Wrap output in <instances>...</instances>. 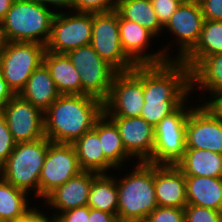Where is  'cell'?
Returning <instances> with one entry per match:
<instances>
[{
	"mask_svg": "<svg viewBox=\"0 0 222 222\" xmlns=\"http://www.w3.org/2000/svg\"><path fill=\"white\" fill-rule=\"evenodd\" d=\"M144 105L141 118L156 126L190 96V70L181 60L143 65Z\"/></svg>",
	"mask_w": 222,
	"mask_h": 222,
	"instance_id": "1",
	"label": "cell"
},
{
	"mask_svg": "<svg viewBox=\"0 0 222 222\" xmlns=\"http://www.w3.org/2000/svg\"><path fill=\"white\" fill-rule=\"evenodd\" d=\"M103 113V102L95 97L60 95L44 112V135L53 143L73 144Z\"/></svg>",
	"mask_w": 222,
	"mask_h": 222,
	"instance_id": "2",
	"label": "cell"
},
{
	"mask_svg": "<svg viewBox=\"0 0 222 222\" xmlns=\"http://www.w3.org/2000/svg\"><path fill=\"white\" fill-rule=\"evenodd\" d=\"M132 167L131 169L130 167L116 168L119 222H144L147 216L158 207L154 186V164L136 162ZM122 169L125 173L120 174L119 171Z\"/></svg>",
	"mask_w": 222,
	"mask_h": 222,
	"instance_id": "3",
	"label": "cell"
},
{
	"mask_svg": "<svg viewBox=\"0 0 222 222\" xmlns=\"http://www.w3.org/2000/svg\"><path fill=\"white\" fill-rule=\"evenodd\" d=\"M55 12L32 0H14L0 22L3 41L32 42L46 46Z\"/></svg>",
	"mask_w": 222,
	"mask_h": 222,
	"instance_id": "4",
	"label": "cell"
},
{
	"mask_svg": "<svg viewBox=\"0 0 222 222\" xmlns=\"http://www.w3.org/2000/svg\"><path fill=\"white\" fill-rule=\"evenodd\" d=\"M49 142L45 136L33 142L16 143L8 159L0 167L2 179L27 192L39 203V178Z\"/></svg>",
	"mask_w": 222,
	"mask_h": 222,
	"instance_id": "5",
	"label": "cell"
},
{
	"mask_svg": "<svg viewBox=\"0 0 222 222\" xmlns=\"http://www.w3.org/2000/svg\"><path fill=\"white\" fill-rule=\"evenodd\" d=\"M191 97L155 126L153 155L148 163L175 165L183 157L186 149L187 117L198 104L195 98Z\"/></svg>",
	"mask_w": 222,
	"mask_h": 222,
	"instance_id": "6",
	"label": "cell"
},
{
	"mask_svg": "<svg viewBox=\"0 0 222 222\" xmlns=\"http://www.w3.org/2000/svg\"><path fill=\"white\" fill-rule=\"evenodd\" d=\"M204 21L198 0L179 4L163 28L165 36L170 34L169 37H166V39H170H167L164 46H161L164 55L169 60H181L198 42ZM174 48L175 50H173Z\"/></svg>",
	"mask_w": 222,
	"mask_h": 222,
	"instance_id": "7",
	"label": "cell"
},
{
	"mask_svg": "<svg viewBox=\"0 0 222 222\" xmlns=\"http://www.w3.org/2000/svg\"><path fill=\"white\" fill-rule=\"evenodd\" d=\"M46 46L32 42L4 41L0 52V69L9 88L18 95L32 73L43 63Z\"/></svg>",
	"mask_w": 222,
	"mask_h": 222,
	"instance_id": "8",
	"label": "cell"
},
{
	"mask_svg": "<svg viewBox=\"0 0 222 222\" xmlns=\"http://www.w3.org/2000/svg\"><path fill=\"white\" fill-rule=\"evenodd\" d=\"M144 103L143 65H136L116 73L103 110L108 117H140Z\"/></svg>",
	"mask_w": 222,
	"mask_h": 222,
	"instance_id": "9",
	"label": "cell"
},
{
	"mask_svg": "<svg viewBox=\"0 0 222 222\" xmlns=\"http://www.w3.org/2000/svg\"><path fill=\"white\" fill-rule=\"evenodd\" d=\"M67 55L79 72L82 95H89L104 102L117 71L105 62L90 44L71 50Z\"/></svg>",
	"mask_w": 222,
	"mask_h": 222,
	"instance_id": "10",
	"label": "cell"
},
{
	"mask_svg": "<svg viewBox=\"0 0 222 222\" xmlns=\"http://www.w3.org/2000/svg\"><path fill=\"white\" fill-rule=\"evenodd\" d=\"M90 45L117 72L129 71L136 66L122 50L116 10L92 13Z\"/></svg>",
	"mask_w": 222,
	"mask_h": 222,
	"instance_id": "11",
	"label": "cell"
},
{
	"mask_svg": "<svg viewBox=\"0 0 222 222\" xmlns=\"http://www.w3.org/2000/svg\"><path fill=\"white\" fill-rule=\"evenodd\" d=\"M92 38V13L64 11L55 14L46 51L67 54L89 45Z\"/></svg>",
	"mask_w": 222,
	"mask_h": 222,
	"instance_id": "12",
	"label": "cell"
},
{
	"mask_svg": "<svg viewBox=\"0 0 222 222\" xmlns=\"http://www.w3.org/2000/svg\"><path fill=\"white\" fill-rule=\"evenodd\" d=\"M82 172L73 144L49 142L39 178V199Z\"/></svg>",
	"mask_w": 222,
	"mask_h": 222,
	"instance_id": "13",
	"label": "cell"
},
{
	"mask_svg": "<svg viewBox=\"0 0 222 222\" xmlns=\"http://www.w3.org/2000/svg\"><path fill=\"white\" fill-rule=\"evenodd\" d=\"M186 149L222 154V117L208 104H197L186 122Z\"/></svg>",
	"mask_w": 222,
	"mask_h": 222,
	"instance_id": "14",
	"label": "cell"
},
{
	"mask_svg": "<svg viewBox=\"0 0 222 222\" xmlns=\"http://www.w3.org/2000/svg\"><path fill=\"white\" fill-rule=\"evenodd\" d=\"M1 114L16 143L33 142L45 137L44 113L19 94L11 98Z\"/></svg>",
	"mask_w": 222,
	"mask_h": 222,
	"instance_id": "15",
	"label": "cell"
},
{
	"mask_svg": "<svg viewBox=\"0 0 222 222\" xmlns=\"http://www.w3.org/2000/svg\"><path fill=\"white\" fill-rule=\"evenodd\" d=\"M119 34L122 50L136 65L161 64L169 61L162 49L150 46L158 38L142 25L123 19L118 14ZM152 42V43H151ZM149 50V51H148Z\"/></svg>",
	"mask_w": 222,
	"mask_h": 222,
	"instance_id": "16",
	"label": "cell"
},
{
	"mask_svg": "<svg viewBox=\"0 0 222 222\" xmlns=\"http://www.w3.org/2000/svg\"><path fill=\"white\" fill-rule=\"evenodd\" d=\"M117 126L126 152L136 162H147L153 155L155 127L141 117H109Z\"/></svg>",
	"mask_w": 222,
	"mask_h": 222,
	"instance_id": "17",
	"label": "cell"
},
{
	"mask_svg": "<svg viewBox=\"0 0 222 222\" xmlns=\"http://www.w3.org/2000/svg\"><path fill=\"white\" fill-rule=\"evenodd\" d=\"M97 175L94 172L82 171L56 188L44 199L43 204L41 202L43 209L48 210L49 208L45 212L48 213L55 209L49 215L55 219L63 211L86 206L93 179Z\"/></svg>",
	"mask_w": 222,
	"mask_h": 222,
	"instance_id": "18",
	"label": "cell"
},
{
	"mask_svg": "<svg viewBox=\"0 0 222 222\" xmlns=\"http://www.w3.org/2000/svg\"><path fill=\"white\" fill-rule=\"evenodd\" d=\"M154 186L158 207L187 205L186 179L176 165L154 164Z\"/></svg>",
	"mask_w": 222,
	"mask_h": 222,
	"instance_id": "19",
	"label": "cell"
},
{
	"mask_svg": "<svg viewBox=\"0 0 222 222\" xmlns=\"http://www.w3.org/2000/svg\"><path fill=\"white\" fill-rule=\"evenodd\" d=\"M193 92L199 104H208L222 93V53L206 56L190 71V93Z\"/></svg>",
	"mask_w": 222,
	"mask_h": 222,
	"instance_id": "20",
	"label": "cell"
},
{
	"mask_svg": "<svg viewBox=\"0 0 222 222\" xmlns=\"http://www.w3.org/2000/svg\"><path fill=\"white\" fill-rule=\"evenodd\" d=\"M93 130L98 134L104 157L115 168L125 166L128 168L132 165L129 163H136L135 160L132 161L133 158L126 152L117 126L105 113L96 120Z\"/></svg>",
	"mask_w": 222,
	"mask_h": 222,
	"instance_id": "21",
	"label": "cell"
},
{
	"mask_svg": "<svg viewBox=\"0 0 222 222\" xmlns=\"http://www.w3.org/2000/svg\"><path fill=\"white\" fill-rule=\"evenodd\" d=\"M43 63L48 68L61 95H82V84L79 72L73 66L67 54L46 51Z\"/></svg>",
	"mask_w": 222,
	"mask_h": 222,
	"instance_id": "22",
	"label": "cell"
},
{
	"mask_svg": "<svg viewBox=\"0 0 222 222\" xmlns=\"http://www.w3.org/2000/svg\"><path fill=\"white\" fill-rule=\"evenodd\" d=\"M19 95L44 113L61 94L48 68L42 63L29 77Z\"/></svg>",
	"mask_w": 222,
	"mask_h": 222,
	"instance_id": "23",
	"label": "cell"
},
{
	"mask_svg": "<svg viewBox=\"0 0 222 222\" xmlns=\"http://www.w3.org/2000/svg\"><path fill=\"white\" fill-rule=\"evenodd\" d=\"M73 146L82 171L107 174L116 168L104 157L98 134L92 129L78 138Z\"/></svg>",
	"mask_w": 222,
	"mask_h": 222,
	"instance_id": "24",
	"label": "cell"
},
{
	"mask_svg": "<svg viewBox=\"0 0 222 222\" xmlns=\"http://www.w3.org/2000/svg\"><path fill=\"white\" fill-rule=\"evenodd\" d=\"M175 165L185 177L222 178V154L216 152L185 149L183 157Z\"/></svg>",
	"mask_w": 222,
	"mask_h": 222,
	"instance_id": "25",
	"label": "cell"
},
{
	"mask_svg": "<svg viewBox=\"0 0 222 222\" xmlns=\"http://www.w3.org/2000/svg\"><path fill=\"white\" fill-rule=\"evenodd\" d=\"M187 205L222 211V178L185 177Z\"/></svg>",
	"mask_w": 222,
	"mask_h": 222,
	"instance_id": "26",
	"label": "cell"
},
{
	"mask_svg": "<svg viewBox=\"0 0 222 222\" xmlns=\"http://www.w3.org/2000/svg\"><path fill=\"white\" fill-rule=\"evenodd\" d=\"M222 53V21L205 20L198 42L181 59L191 71L201 60Z\"/></svg>",
	"mask_w": 222,
	"mask_h": 222,
	"instance_id": "27",
	"label": "cell"
},
{
	"mask_svg": "<svg viewBox=\"0 0 222 222\" xmlns=\"http://www.w3.org/2000/svg\"><path fill=\"white\" fill-rule=\"evenodd\" d=\"M30 195L0 177V219L13 221L22 218L36 205ZM31 201V202H29ZM34 202V203H32Z\"/></svg>",
	"mask_w": 222,
	"mask_h": 222,
	"instance_id": "28",
	"label": "cell"
},
{
	"mask_svg": "<svg viewBox=\"0 0 222 222\" xmlns=\"http://www.w3.org/2000/svg\"><path fill=\"white\" fill-rule=\"evenodd\" d=\"M116 11L123 19L142 25L157 38L164 36L151 0H118Z\"/></svg>",
	"mask_w": 222,
	"mask_h": 222,
	"instance_id": "29",
	"label": "cell"
},
{
	"mask_svg": "<svg viewBox=\"0 0 222 222\" xmlns=\"http://www.w3.org/2000/svg\"><path fill=\"white\" fill-rule=\"evenodd\" d=\"M116 173L98 174L92 182L87 205L117 216L118 189Z\"/></svg>",
	"mask_w": 222,
	"mask_h": 222,
	"instance_id": "30",
	"label": "cell"
},
{
	"mask_svg": "<svg viewBox=\"0 0 222 222\" xmlns=\"http://www.w3.org/2000/svg\"><path fill=\"white\" fill-rule=\"evenodd\" d=\"M222 211L197 205L184 207V222H220Z\"/></svg>",
	"mask_w": 222,
	"mask_h": 222,
	"instance_id": "31",
	"label": "cell"
},
{
	"mask_svg": "<svg viewBox=\"0 0 222 222\" xmlns=\"http://www.w3.org/2000/svg\"><path fill=\"white\" fill-rule=\"evenodd\" d=\"M118 0H71V11L99 13L116 10Z\"/></svg>",
	"mask_w": 222,
	"mask_h": 222,
	"instance_id": "32",
	"label": "cell"
},
{
	"mask_svg": "<svg viewBox=\"0 0 222 222\" xmlns=\"http://www.w3.org/2000/svg\"><path fill=\"white\" fill-rule=\"evenodd\" d=\"M144 222H184V208L157 207Z\"/></svg>",
	"mask_w": 222,
	"mask_h": 222,
	"instance_id": "33",
	"label": "cell"
},
{
	"mask_svg": "<svg viewBox=\"0 0 222 222\" xmlns=\"http://www.w3.org/2000/svg\"><path fill=\"white\" fill-rule=\"evenodd\" d=\"M16 146V141L8 129L5 117L0 112V167Z\"/></svg>",
	"mask_w": 222,
	"mask_h": 222,
	"instance_id": "34",
	"label": "cell"
},
{
	"mask_svg": "<svg viewBox=\"0 0 222 222\" xmlns=\"http://www.w3.org/2000/svg\"><path fill=\"white\" fill-rule=\"evenodd\" d=\"M151 4L157 19L164 28L180 3L176 0H151Z\"/></svg>",
	"mask_w": 222,
	"mask_h": 222,
	"instance_id": "35",
	"label": "cell"
},
{
	"mask_svg": "<svg viewBox=\"0 0 222 222\" xmlns=\"http://www.w3.org/2000/svg\"><path fill=\"white\" fill-rule=\"evenodd\" d=\"M205 20L222 21V0H198Z\"/></svg>",
	"mask_w": 222,
	"mask_h": 222,
	"instance_id": "36",
	"label": "cell"
},
{
	"mask_svg": "<svg viewBox=\"0 0 222 222\" xmlns=\"http://www.w3.org/2000/svg\"><path fill=\"white\" fill-rule=\"evenodd\" d=\"M56 222H89V206L77 207L63 211L56 218Z\"/></svg>",
	"mask_w": 222,
	"mask_h": 222,
	"instance_id": "37",
	"label": "cell"
},
{
	"mask_svg": "<svg viewBox=\"0 0 222 222\" xmlns=\"http://www.w3.org/2000/svg\"><path fill=\"white\" fill-rule=\"evenodd\" d=\"M40 3L47 8L52 9L55 13L71 11V0H32ZM59 10V11H58Z\"/></svg>",
	"mask_w": 222,
	"mask_h": 222,
	"instance_id": "38",
	"label": "cell"
},
{
	"mask_svg": "<svg viewBox=\"0 0 222 222\" xmlns=\"http://www.w3.org/2000/svg\"><path fill=\"white\" fill-rule=\"evenodd\" d=\"M89 222H119L113 213L89 207Z\"/></svg>",
	"mask_w": 222,
	"mask_h": 222,
	"instance_id": "39",
	"label": "cell"
},
{
	"mask_svg": "<svg viewBox=\"0 0 222 222\" xmlns=\"http://www.w3.org/2000/svg\"><path fill=\"white\" fill-rule=\"evenodd\" d=\"M15 94L9 88L0 69V112Z\"/></svg>",
	"mask_w": 222,
	"mask_h": 222,
	"instance_id": "40",
	"label": "cell"
},
{
	"mask_svg": "<svg viewBox=\"0 0 222 222\" xmlns=\"http://www.w3.org/2000/svg\"><path fill=\"white\" fill-rule=\"evenodd\" d=\"M41 207V208H40ZM40 203H38V206L36 205L29 213H27L22 218L10 221V222H37L44 214L45 209H42Z\"/></svg>",
	"mask_w": 222,
	"mask_h": 222,
	"instance_id": "41",
	"label": "cell"
},
{
	"mask_svg": "<svg viewBox=\"0 0 222 222\" xmlns=\"http://www.w3.org/2000/svg\"><path fill=\"white\" fill-rule=\"evenodd\" d=\"M208 105L220 116L222 117V93L215 96Z\"/></svg>",
	"mask_w": 222,
	"mask_h": 222,
	"instance_id": "42",
	"label": "cell"
},
{
	"mask_svg": "<svg viewBox=\"0 0 222 222\" xmlns=\"http://www.w3.org/2000/svg\"><path fill=\"white\" fill-rule=\"evenodd\" d=\"M14 0H0V22L6 16Z\"/></svg>",
	"mask_w": 222,
	"mask_h": 222,
	"instance_id": "43",
	"label": "cell"
},
{
	"mask_svg": "<svg viewBox=\"0 0 222 222\" xmlns=\"http://www.w3.org/2000/svg\"><path fill=\"white\" fill-rule=\"evenodd\" d=\"M48 214L49 213H45L37 222H56L55 219Z\"/></svg>",
	"mask_w": 222,
	"mask_h": 222,
	"instance_id": "44",
	"label": "cell"
},
{
	"mask_svg": "<svg viewBox=\"0 0 222 222\" xmlns=\"http://www.w3.org/2000/svg\"><path fill=\"white\" fill-rule=\"evenodd\" d=\"M176 1H178L180 4H182V3H188V2H191L194 0H176Z\"/></svg>",
	"mask_w": 222,
	"mask_h": 222,
	"instance_id": "45",
	"label": "cell"
},
{
	"mask_svg": "<svg viewBox=\"0 0 222 222\" xmlns=\"http://www.w3.org/2000/svg\"><path fill=\"white\" fill-rule=\"evenodd\" d=\"M3 39H2V35H1V32H0V52H1V48H2V44H3Z\"/></svg>",
	"mask_w": 222,
	"mask_h": 222,
	"instance_id": "46",
	"label": "cell"
},
{
	"mask_svg": "<svg viewBox=\"0 0 222 222\" xmlns=\"http://www.w3.org/2000/svg\"><path fill=\"white\" fill-rule=\"evenodd\" d=\"M0 222H10V221H8V220H1V219H0Z\"/></svg>",
	"mask_w": 222,
	"mask_h": 222,
	"instance_id": "47",
	"label": "cell"
}]
</instances>
